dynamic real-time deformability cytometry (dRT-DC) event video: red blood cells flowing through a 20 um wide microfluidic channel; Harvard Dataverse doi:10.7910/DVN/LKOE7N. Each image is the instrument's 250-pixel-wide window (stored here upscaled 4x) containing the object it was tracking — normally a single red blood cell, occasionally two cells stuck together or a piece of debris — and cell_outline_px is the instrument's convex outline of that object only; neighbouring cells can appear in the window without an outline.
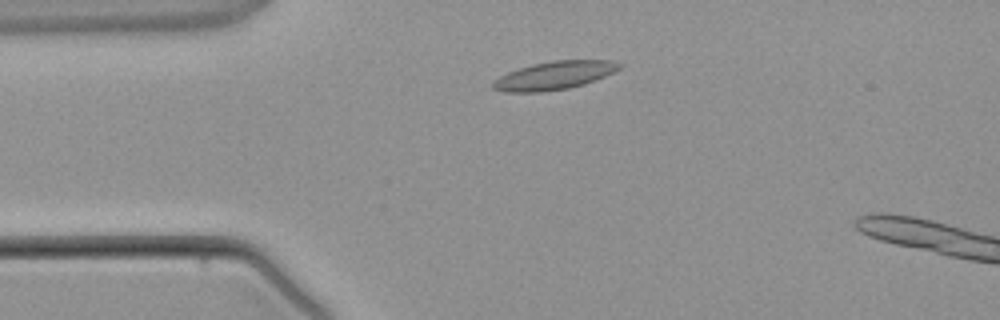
{"species": "common noctule bat (a hibernating species)", "species_latin": "Nyctalus noctula", "temperature_condition": "warm", "stored_images_in_passage": 2, "camera_frame_rate_fps": 3000, "um_per_image_px": 0.085, "animal": {"sex": "male", "body_mass_g": 21.5, "forearm_length_mm": 52.0}, "frame": {"image": 1, "passage_image": 1, "time_ms": 0.0, "image_size_px": [1000, 320], "cell_outline_px": [[624, 64], [620, 68], [604, 76], [584, 84], [568, 88], [544, 92], [504, 92], [492, 88], [492, 84], [500, 76], [508, 72], [532, 64], [552, 60], [612, 60]], "centroid_in_image_um": [47.12, 6.41], "position_along_channel_um": 37.9, "area_um2": 20.69}}